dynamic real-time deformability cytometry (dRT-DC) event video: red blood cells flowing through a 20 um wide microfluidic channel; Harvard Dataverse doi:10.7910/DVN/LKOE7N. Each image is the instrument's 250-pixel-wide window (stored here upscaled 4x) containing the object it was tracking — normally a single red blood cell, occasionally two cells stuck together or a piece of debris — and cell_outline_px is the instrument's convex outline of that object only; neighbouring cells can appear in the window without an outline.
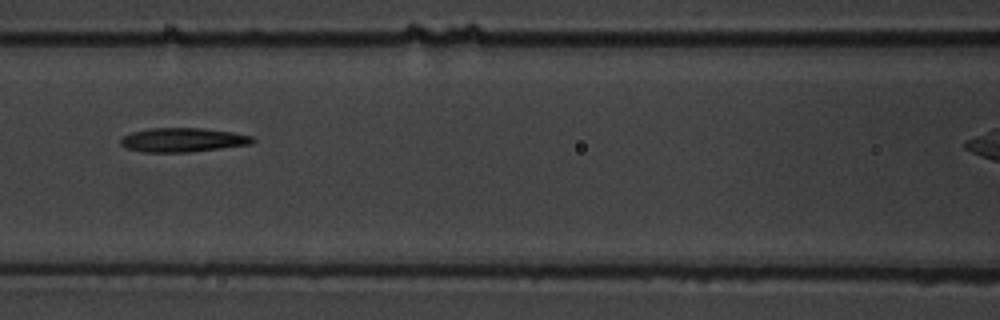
{"species": "common noctule bat (a hibernating species)", "species_latin": "Nyctalus noctula", "temperature_condition": "warm", "stored_images_in_passage": 4, "camera_frame_rate_fps": 3000, "um_per_image_px": 0.085, "animal": {"sex": "male", "body_mass_g": 19.5, "forearm_length_mm": 54.6}, "frame": {"image": 1, "passage_image": 3, "time_ms": 2.333, "image_size_px": [1000, 320], "cell_outline_px": [[256, 140], [252, 144], [188, 152], [144, 152], [124, 148], [120, 144], [120, 140], [124, 136], [132, 132], [152, 128], [204, 128], [232, 132], [252, 136]], "centroid_in_image_um": [15.54, 11.89], "position_along_channel_um": 151.1, "area_um2": 18.5}}